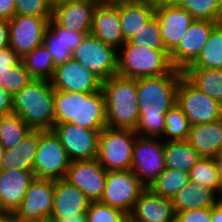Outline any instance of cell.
I'll list each match as a JSON object with an SVG mask.
<instances>
[{
    "label": "cell",
    "instance_id": "d4e9b609",
    "mask_svg": "<svg viewBox=\"0 0 222 222\" xmlns=\"http://www.w3.org/2000/svg\"><path fill=\"white\" fill-rule=\"evenodd\" d=\"M156 6L151 1L119 4V17L124 42L131 40L154 17Z\"/></svg>",
    "mask_w": 222,
    "mask_h": 222
},
{
    "label": "cell",
    "instance_id": "5bb4252c",
    "mask_svg": "<svg viewBox=\"0 0 222 222\" xmlns=\"http://www.w3.org/2000/svg\"><path fill=\"white\" fill-rule=\"evenodd\" d=\"M49 81L54 90L88 94L101 90L103 83L100 77L72 58L56 65Z\"/></svg>",
    "mask_w": 222,
    "mask_h": 222
},
{
    "label": "cell",
    "instance_id": "4316f807",
    "mask_svg": "<svg viewBox=\"0 0 222 222\" xmlns=\"http://www.w3.org/2000/svg\"><path fill=\"white\" fill-rule=\"evenodd\" d=\"M175 212L213 207L217 194L196 181H189L172 199Z\"/></svg>",
    "mask_w": 222,
    "mask_h": 222
},
{
    "label": "cell",
    "instance_id": "74e56055",
    "mask_svg": "<svg viewBox=\"0 0 222 222\" xmlns=\"http://www.w3.org/2000/svg\"><path fill=\"white\" fill-rule=\"evenodd\" d=\"M133 45L150 49L165 50L158 21L154 17L135 36L129 40Z\"/></svg>",
    "mask_w": 222,
    "mask_h": 222
},
{
    "label": "cell",
    "instance_id": "83f0119b",
    "mask_svg": "<svg viewBox=\"0 0 222 222\" xmlns=\"http://www.w3.org/2000/svg\"><path fill=\"white\" fill-rule=\"evenodd\" d=\"M200 157L186 140L164 141V165L167 169L189 173Z\"/></svg>",
    "mask_w": 222,
    "mask_h": 222
},
{
    "label": "cell",
    "instance_id": "52a82bcc",
    "mask_svg": "<svg viewBox=\"0 0 222 222\" xmlns=\"http://www.w3.org/2000/svg\"><path fill=\"white\" fill-rule=\"evenodd\" d=\"M70 163L71 160L54 131H42L33 164L35 178L65 179Z\"/></svg>",
    "mask_w": 222,
    "mask_h": 222
},
{
    "label": "cell",
    "instance_id": "5b68a950",
    "mask_svg": "<svg viewBox=\"0 0 222 222\" xmlns=\"http://www.w3.org/2000/svg\"><path fill=\"white\" fill-rule=\"evenodd\" d=\"M173 69L166 50L139 47L125 42L118 50L117 74L127 78L156 77Z\"/></svg>",
    "mask_w": 222,
    "mask_h": 222
},
{
    "label": "cell",
    "instance_id": "681fc988",
    "mask_svg": "<svg viewBox=\"0 0 222 222\" xmlns=\"http://www.w3.org/2000/svg\"><path fill=\"white\" fill-rule=\"evenodd\" d=\"M211 222H222V201L211 207Z\"/></svg>",
    "mask_w": 222,
    "mask_h": 222
},
{
    "label": "cell",
    "instance_id": "30bf717a",
    "mask_svg": "<svg viewBox=\"0 0 222 222\" xmlns=\"http://www.w3.org/2000/svg\"><path fill=\"white\" fill-rule=\"evenodd\" d=\"M72 59L103 81L117 75L118 51L92 34L86 35L81 44L73 50Z\"/></svg>",
    "mask_w": 222,
    "mask_h": 222
},
{
    "label": "cell",
    "instance_id": "f6af8a7d",
    "mask_svg": "<svg viewBox=\"0 0 222 222\" xmlns=\"http://www.w3.org/2000/svg\"><path fill=\"white\" fill-rule=\"evenodd\" d=\"M13 95L0 86V116L12 113Z\"/></svg>",
    "mask_w": 222,
    "mask_h": 222
},
{
    "label": "cell",
    "instance_id": "7402d4cb",
    "mask_svg": "<svg viewBox=\"0 0 222 222\" xmlns=\"http://www.w3.org/2000/svg\"><path fill=\"white\" fill-rule=\"evenodd\" d=\"M138 222H174L176 212L173 201L146 187L136 200L130 213Z\"/></svg>",
    "mask_w": 222,
    "mask_h": 222
},
{
    "label": "cell",
    "instance_id": "ab89813d",
    "mask_svg": "<svg viewBox=\"0 0 222 222\" xmlns=\"http://www.w3.org/2000/svg\"><path fill=\"white\" fill-rule=\"evenodd\" d=\"M52 11L47 0H15V15L52 17Z\"/></svg>",
    "mask_w": 222,
    "mask_h": 222
},
{
    "label": "cell",
    "instance_id": "7dc6e473",
    "mask_svg": "<svg viewBox=\"0 0 222 222\" xmlns=\"http://www.w3.org/2000/svg\"><path fill=\"white\" fill-rule=\"evenodd\" d=\"M9 46V22L0 19V50Z\"/></svg>",
    "mask_w": 222,
    "mask_h": 222
},
{
    "label": "cell",
    "instance_id": "4dcf8cb0",
    "mask_svg": "<svg viewBox=\"0 0 222 222\" xmlns=\"http://www.w3.org/2000/svg\"><path fill=\"white\" fill-rule=\"evenodd\" d=\"M31 130L18 114L0 116V144L5 150L19 145Z\"/></svg>",
    "mask_w": 222,
    "mask_h": 222
},
{
    "label": "cell",
    "instance_id": "680465c9",
    "mask_svg": "<svg viewBox=\"0 0 222 222\" xmlns=\"http://www.w3.org/2000/svg\"><path fill=\"white\" fill-rule=\"evenodd\" d=\"M11 222H50V221H21L12 216Z\"/></svg>",
    "mask_w": 222,
    "mask_h": 222
},
{
    "label": "cell",
    "instance_id": "f907efd6",
    "mask_svg": "<svg viewBox=\"0 0 222 222\" xmlns=\"http://www.w3.org/2000/svg\"><path fill=\"white\" fill-rule=\"evenodd\" d=\"M220 166V176H219V189L217 193L218 201H222V154L217 158Z\"/></svg>",
    "mask_w": 222,
    "mask_h": 222
},
{
    "label": "cell",
    "instance_id": "6da1fadb",
    "mask_svg": "<svg viewBox=\"0 0 222 222\" xmlns=\"http://www.w3.org/2000/svg\"><path fill=\"white\" fill-rule=\"evenodd\" d=\"M183 76V71L173 68L165 75L137 79V135L159 138L163 136L165 115L177 104L178 84Z\"/></svg>",
    "mask_w": 222,
    "mask_h": 222
},
{
    "label": "cell",
    "instance_id": "277c9868",
    "mask_svg": "<svg viewBox=\"0 0 222 222\" xmlns=\"http://www.w3.org/2000/svg\"><path fill=\"white\" fill-rule=\"evenodd\" d=\"M54 92L49 80L33 79L13 95L12 113L18 114L32 130H52Z\"/></svg>",
    "mask_w": 222,
    "mask_h": 222
},
{
    "label": "cell",
    "instance_id": "816d5d0a",
    "mask_svg": "<svg viewBox=\"0 0 222 222\" xmlns=\"http://www.w3.org/2000/svg\"><path fill=\"white\" fill-rule=\"evenodd\" d=\"M141 1H150V0H98L99 3L110 4V5H117L129 2H141Z\"/></svg>",
    "mask_w": 222,
    "mask_h": 222
},
{
    "label": "cell",
    "instance_id": "11a10c76",
    "mask_svg": "<svg viewBox=\"0 0 222 222\" xmlns=\"http://www.w3.org/2000/svg\"><path fill=\"white\" fill-rule=\"evenodd\" d=\"M119 222H138L134 219V217L130 213H125Z\"/></svg>",
    "mask_w": 222,
    "mask_h": 222
},
{
    "label": "cell",
    "instance_id": "f5cc1de1",
    "mask_svg": "<svg viewBox=\"0 0 222 222\" xmlns=\"http://www.w3.org/2000/svg\"><path fill=\"white\" fill-rule=\"evenodd\" d=\"M155 6L178 4L180 0H150Z\"/></svg>",
    "mask_w": 222,
    "mask_h": 222
},
{
    "label": "cell",
    "instance_id": "6f0895ef",
    "mask_svg": "<svg viewBox=\"0 0 222 222\" xmlns=\"http://www.w3.org/2000/svg\"><path fill=\"white\" fill-rule=\"evenodd\" d=\"M4 152H5V149L0 144V167H1V163H2V158H3Z\"/></svg>",
    "mask_w": 222,
    "mask_h": 222
},
{
    "label": "cell",
    "instance_id": "603a6c76",
    "mask_svg": "<svg viewBox=\"0 0 222 222\" xmlns=\"http://www.w3.org/2000/svg\"><path fill=\"white\" fill-rule=\"evenodd\" d=\"M90 202L82 191L67 180H55L51 217H70L77 214H86Z\"/></svg>",
    "mask_w": 222,
    "mask_h": 222
},
{
    "label": "cell",
    "instance_id": "8d00e7d4",
    "mask_svg": "<svg viewBox=\"0 0 222 222\" xmlns=\"http://www.w3.org/2000/svg\"><path fill=\"white\" fill-rule=\"evenodd\" d=\"M191 124L184 115L182 109L176 104L165 115V129L161 138L165 137L164 141L186 140L190 132Z\"/></svg>",
    "mask_w": 222,
    "mask_h": 222
},
{
    "label": "cell",
    "instance_id": "db71d44e",
    "mask_svg": "<svg viewBox=\"0 0 222 222\" xmlns=\"http://www.w3.org/2000/svg\"><path fill=\"white\" fill-rule=\"evenodd\" d=\"M11 220L12 214L3 210L0 212V222H11Z\"/></svg>",
    "mask_w": 222,
    "mask_h": 222
},
{
    "label": "cell",
    "instance_id": "9f6ffc18",
    "mask_svg": "<svg viewBox=\"0 0 222 222\" xmlns=\"http://www.w3.org/2000/svg\"><path fill=\"white\" fill-rule=\"evenodd\" d=\"M66 1H69V0H47L48 4L54 8L55 6L59 5V4H62Z\"/></svg>",
    "mask_w": 222,
    "mask_h": 222
},
{
    "label": "cell",
    "instance_id": "b9f144b4",
    "mask_svg": "<svg viewBox=\"0 0 222 222\" xmlns=\"http://www.w3.org/2000/svg\"><path fill=\"white\" fill-rule=\"evenodd\" d=\"M48 28L55 34L61 35V44L66 47V50L71 54L73 50L81 44L86 35L91 33H82L69 31L66 28L58 26L52 19L49 21Z\"/></svg>",
    "mask_w": 222,
    "mask_h": 222
},
{
    "label": "cell",
    "instance_id": "f546056e",
    "mask_svg": "<svg viewBox=\"0 0 222 222\" xmlns=\"http://www.w3.org/2000/svg\"><path fill=\"white\" fill-rule=\"evenodd\" d=\"M187 68L222 69V22L212 29L200 55Z\"/></svg>",
    "mask_w": 222,
    "mask_h": 222
},
{
    "label": "cell",
    "instance_id": "ba28073f",
    "mask_svg": "<svg viewBox=\"0 0 222 222\" xmlns=\"http://www.w3.org/2000/svg\"><path fill=\"white\" fill-rule=\"evenodd\" d=\"M177 105L182 109L191 126L222 118V105L199 91L184 76L178 84Z\"/></svg>",
    "mask_w": 222,
    "mask_h": 222
},
{
    "label": "cell",
    "instance_id": "9a60e30c",
    "mask_svg": "<svg viewBox=\"0 0 222 222\" xmlns=\"http://www.w3.org/2000/svg\"><path fill=\"white\" fill-rule=\"evenodd\" d=\"M107 170L92 160L71 161L65 180L82 191L91 202L101 201L107 178Z\"/></svg>",
    "mask_w": 222,
    "mask_h": 222
},
{
    "label": "cell",
    "instance_id": "2e32d148",
    "mask_svg": "<svg viewBox=\"0 0 222 222\" xmlns=\"http://www.w3.org/2000/svg\"><path fill=\"white\" fill-rule=\"evenodd\" d=\"M217 24L209 20L195 19L178 45L169 53L172 67L184 71L190 66L200 55L212 29Z\"/></svg>",
    "mask_w": 222,
    "mask_h": 222
},
{
    "label": "cell",
    "instance_id": "3957f363",
    "mask_svg": "<svg viewBox=\"0 0 222 222\" xmlns=\"http://www.w3.org/2000/svg\"><path fill=\"white\" fill-rule=\"evenodd\" d=\"M102 90L107 127L135 131L139 121L137 79L117 74L103 81Z\"/></svg>",
    "mask_w": 222,
    "mask_h": 222
},
{
    "label": "cell",
    "instance_id": "d590c367",
    "mask_svg": "<svg viewBox=\"0 0 222 222\" xmlns=\"http://www.w3.org/2000/svg\"><path fill=\"white\" fill-rule=\"evenodd\" d=\"M33 79L22 59L14 66L0 68V86L12 95L19 92Z\"/></svg>",
    "mask_w": 222,
    "mask_h": 222
},
{
    "label": "cell",
    "instance_id": "7bdbcfd3",
    "mask_svg": "<svg viewBox=\"0 0 222 222\" xmlns=\"http://www.w3.org/2000/svg\"><path fill=\"white\" fill-rule=\"evenodd\" d=\"M177 222H211V207L176 213Z\"/></svg>",
    "mask_w": 222,
    "mask_h": 222
},
{
    "label": "cell",
    "instance_id": "f1b7e54d",
    "mask_svg": "<svg viewBox=\"0 0 222 222\" xmlns=\"http://www.w3.org/2000/svg\"><path fill=\"white\" fill-rule=\"evenodd\" d=\"M183 75L199 91L222 105V69L186 68Z\"/></svg>",
    "mask_w": 222,
    "mask_h": 222
},
{
    "label": "cell",
    "instance_id": "f35d334b",
    "mask_svg": "<svg viewBox=\"0 0 222 222\" xmlns=\"http://www.w3.org/2000/svg\"><path fill=\"white\" fill-rule=\"evenodd\" d=\"M125 213L100 201L90 202L86 222H119Z\"/></svg>",
    "mask_w": 222,
    "mask_h": 222
},
{
    "label": "cell",
    "instance_id": "e0dca14e",
    "mask_svg": "<svg viewBox=\"0 0 222 222\" xmlns=\"http://www.w3.org/2000/svg\"><path fill=\"white\" fill-rule=\"evenodd\" d=\"M52 130L71 161L96 159L101 130L86 129L71 123L54 124Z\"/></svg>",
    "mask_w": 222,
    "mask_h": 222
},
{
    "label": "cell",
    "instance_id": "ac0fdd59",
    "mask_svg": "<svg viewBox=\"0 0 222 222\" xmlns=\"http://www.w3.org/2000/svg\"><path fill=\"white\" fill-rule=\"evenodd\" d=\"M98 0H69L53 8L52 20L69 31L91 33Z\"/></svg>",
    "mask_w": 222,
    "mask_h": 222
},
{
    "label": "cell",
    "instance_id": "9c48e42d",
    "mask_svg": "<svg viewBox=\"0 0 222 222\" xmlns=\"http://www.w3.org/2000/svg\"><path fill=\"white\" fill-rule=\"evenodd\" d=\"M131 170L146 187H149L165 170L164 138L137 135L133 146Z\"/></svg>",
    "mask_w": 222,
    "mask_h": 222
},
{
    "label": "cell",
    "instance_id": "836d02e7",
    "mask_svg": "<svg viewBox=\"0 0 222 222\" xmlns=\"http://www.w3.org/2000/svg\"><path fill=\"white\" fill-rule=\"evenodd\" d=\"M220 166L217 158L200 157L189 171L190 181H196L210 188L216 194L219 189Z\"/></svg>",
    "mask_w": 222,
    "mask_h": 222
},
{
    "label": "cell",
    "instance_id": "484cf974",
    "mask_svg": "<svg viewBox=\"0 0 222 222\" xmlns=\"http://www.w3.org/2000/svg\"><path fill=\"white\" fill-rule=\"evenodd\" d=\"M42 131L31 130L19 145L5 150L0 170L21 169L33 171L39 136Z\"/></svg>",
    "mask_w": 222,
    "mask_h": 222
},
{
    "label": "cell",
    "instance_id": "4fadbf2b",
    "mask_svg": "<svg viewBox=\"0 0 222 222\" xmlns=\"http://www.w3.org/2000/svg\"><path fill=\"white\" fill-rule=\"evenodd\" d=\"M55 180L35 178L12 216L21 221H49L53 211Z\"/></svg>",
    "mask_w": 222,
    "mask_h": 222
},
{
    "label": "cell",
    "instance_id": "60d3db41",
    "mask_svg": "<svg viewBox=\"0 0 222 222\" xmlns=\"http://www.w3.org/2000/svg\"><path fill=\"white\" fill-rule=\"evenodd\" d=\"M43 45L51 54L55 65L72 58V54L61 44V35H55L49 28L45 31Z\"/></svg>",
    "mask_w": 222,
    "mask_h": 222
},
{
    "label": "cell",
    "instance_id": "ffe728a7",
    "mask_svg": "<svg viewBox=\"0 0 222 222\" xmlns=\"http://www.w3.org/2000/svg\"><path fill=\"white\" fill-rule=\"evenodd\" d=\"M91 34L117 51L122 47L125 42L121 30L119 4L96 5Z\"/></svg>",
    "mask_w": 222,
    "mask_h": 222
},
{
    "label": "cell",
    "instance_id": "8992f818",
    "mask_svg": "<svg viewBox=\"0 0 222 222\" xmlns=\"http://www.w3.org/2000/svg\"><path fill=\"white\" fill-rule=\"evenodd\" d=\"M136 136L135 131L129 129H102L96 159L107 171L131 170Z\"/></svg>",
    "mask_w": 222,
    "mask_h": 222
},
{
    "label": "cell",
    "instance_id": "d6986e66",
    "mask_svg": "<svg viewBox=\"0 0 222 222\" xmlns=\"http://www.w3.org/2000/svg\"><path fill=\"white\" fill-rule=\"evenodd\" d=\"M155 18L159 23L165 50L170 53L195 20L177 4L156 6Z\"/></svg>",
    "mask_w": 222,
    "mask_h": 222
},
{
    "label": "cell",
    "instance_id": "ee69618b",
    "mask_svg": "<svg viewBox=\"0 0 222 222\" xmlns=\"http://www.w3.org/2000/svg\"><path fill=\"white\" fill-rule=\"evenodd\" d=\"M21 58L8 46L0 50V68L16 65Z\"/></svg>",
    "mask_w": 222,
    "mask_h": 222
},
{
    "label": "cell",
    "instance_id": "8fae6325",
    "mask_svg": "<svg viewBox=\"0 0 222 222\" xmlns=\"http://www.w3.org/2000/svg\"><path fill=\"white\" fill-rule=\"evenodd\" d=\"M146 186L132 170L108 171L101 203L131 213Z\"/></svg>",
    "mask_w": 222,
    "mask_h": 222
},
{
    "label": "cell",
    "instance_id": "e575fe53",
    "mask_svg": "<svg viewBox=\"0 0 222 222\" xmlns=\"http://www.w3.org/2000/svg\"><path fill=\"white\" fill-rule=\"evenodd\" d=\"M177 5L196 20L222 22V0H180Z\"/></svg>",
    "mask_w": 222,
    "mask_h": 222
},
{
    "label": "cell",
    "instance_id": "1f68e13d",
    "mask_svg": "<svg viewBox=\"0 0 222 222\" xmlns=\"http://www.w3.org/2000/svg\"><path fill=\"white\" fill-rule=\"evenodd\" d=\"M189 181L188 172L165 168L148 188L159 196L172 200Z\"/></svg>",
    "mask_w": 222,
    "mask_h": 222
},
{
    "label": "cell",
    "instance_id": "cb8c5ba5",
    "mask_svg": "<svg viewBox=\"0 0 222 222\" xmlns=\"http://www.w3.org/2000/svg\"><path fill=\"white\" fill-rule=\"evenodd\" d=\"M186 141L201 157L218 158L222 154V118L192 125Z\"/></svg>",
    "mask_w": 222,
    "mask_h": 222
},
{
    "label": "cell",
    "instance_id": "d6a6232c",
    "mask_svg": "<svg viewBox=\"0 0 222 222\" xmlns=\"http://www.w3.org/2000/svg\"><path fill=\"white\" fill-rule=\"evenodd\" d=\"M22 61L34 79L50 80L53 76L56 65L51 54L43 44L35 47L22 58Z\"/></svg>",
    "mask_w": 222,
    "mask_h": 222
},
{
    "label": "cell",
    "instance_id": "7a4b0ae2",
    "mask_svg": "<svg viewBox=\"0 0 222 222\" xmlns=\"http://www.w3.org/2000/svg\"><path fill=\"white\" fill-rule=\"evenodd\" d=\"M54 115L55 124L71 123L92 130L106 128L103 90L90 94L55 90Z\"/></svg>",
    "mask_w": 222,
    "mask_h": 222
},
{
    "label": "cell",
    "instance_id": "44dd1931",
    "mask_svg": "<svg viewBox=\"0 0 222 222\" xmlns=\"http://www.w3.org/2000/svg\"><path fill=\"white\" fill-rule=\"evenodd\" d=\"M35 179L33 171L0 170V207L13 214L20 206L27 189Z\"/></svg>",
    "mask_w": 222,
    "mask_h": 222
},
{
    "label": "cell",
    "instance_id": "7c38bea8",
    "mask_svg": "<svg viewBox=\"0 0 222 222\" xmlns=\"http://www.w3.org/2000/svg\"><path fill=\"white\" fill-rule=\"evenodd\" d=\"M52 17L15 15L9 22V47L22 59L43 44Z\"/></svg>",
    "mask_w": 222,
    "mask_h": 222
},
{
    "label": "cell",
    "instance_id": "c3c4849f",
    "mask_svg": "<svg viewBox=\"0 0 222 222\" xmlns=\"http://www.w3.org/2000/svg\"><path fill=\"white\" fill-rule=\"evenodd\" d=\"M50 222H86V214H77L70 217H51Z\"/></svg>",
    "mask_w": 222,
    "mask_h": 222
},
{
    "label": "cell",
    "instance_id": "bcb514c9",
    "mask_svg": "<svg viewBox=\"0 0 222 222\" xmlns=\"http://www.w3.org/2000/svg\"><path fill=\"white\" fill-rule=\"evenodd\" d=\"M15 16V0H0V19L10 20Z\"/></svg>",
    "mask_w": 222,
    "mask_h": 222
}]
</instances>
